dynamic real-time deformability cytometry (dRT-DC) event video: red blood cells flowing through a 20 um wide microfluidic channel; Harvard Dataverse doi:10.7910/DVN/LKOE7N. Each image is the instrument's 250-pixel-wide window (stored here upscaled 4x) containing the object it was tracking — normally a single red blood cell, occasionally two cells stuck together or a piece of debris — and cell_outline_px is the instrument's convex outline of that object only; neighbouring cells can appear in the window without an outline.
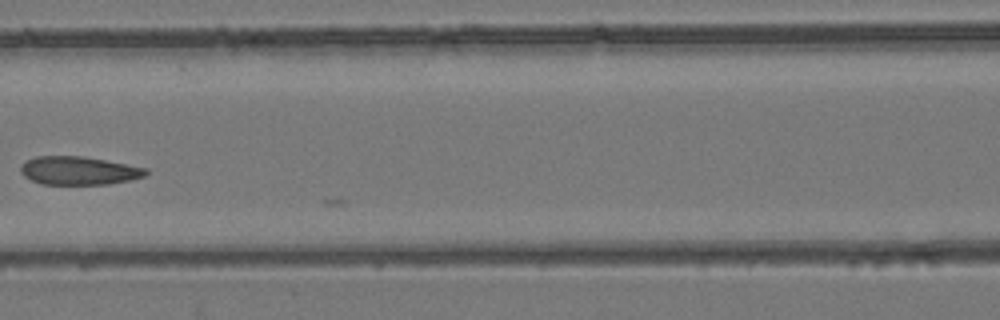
{"species": "common noctule bat (a hibernating species)", "species_latin": "Nyctalus noctula", "temperature_condition": "room temperature", "stored_images_in_passage": 7, "camera_frame_rate_fps": 3000, "um_per_image_px": 0.085, "animal": {"sex": "female", "body_mass_g": 24.6, "forearm_length_mm": 56.2}, "frame": {"image": 1, "passage_image": 6, "time_ms": 1.667, "image_size_px": [1000, 320], "cell_outline_px": [[148, 172], [144, 176], [128, 180], [108, 184], [40, 184], [24, 176], [20, 172], [20, 164], [36, 156], [84, 156], [148, 168]], "centroid_in_image_um": [6.67, 14.5], "position_along_channel_um": 159.9, "area_um2": 20.63}}
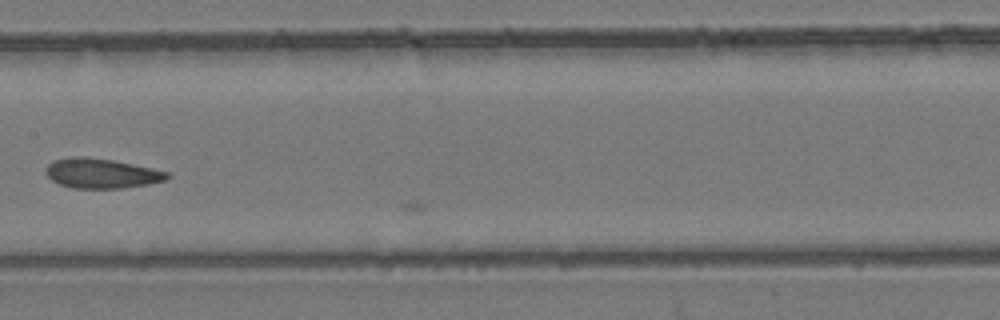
{"frame": {"image": 2, "passage_image": 7, "time_ms": 2.0, "image_size_px": [1000, 320], "cell_outline_px": [[172, 176], [164, 180], [148, 184], [120, 188], [72, 188], [60, 184], [52, 180], [44, 172], [48, 164], [56, 160], [68, 156], [84, 156], [112, 160], [152, 168], [168, 172]], "centroid_in_image_um": [8.6, 14.73], "position_along_channel_um": 198.8, "area_um2": 20.98}}